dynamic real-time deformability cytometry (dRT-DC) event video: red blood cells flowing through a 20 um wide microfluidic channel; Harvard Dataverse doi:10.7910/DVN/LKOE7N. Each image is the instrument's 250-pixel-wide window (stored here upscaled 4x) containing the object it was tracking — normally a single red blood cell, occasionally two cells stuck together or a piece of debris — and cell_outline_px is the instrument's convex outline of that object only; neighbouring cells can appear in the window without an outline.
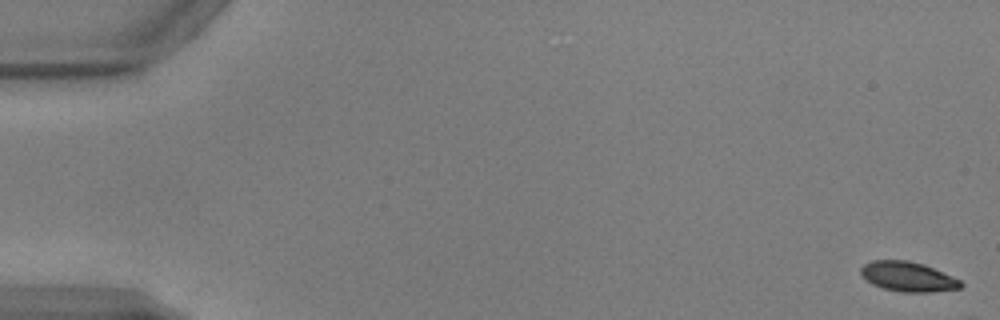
{"species": "common noctule bat (a hibernating species)", "species_latin": "Nyctalus noctula", "temperature_condition": "warm", "stored_images_in_passage": 8, "camera_frame_rate_fps": 3000, "um_per_image_px": 0.085, "animal": {"sex": "male", "body_mass_g": 17.9, "forearm_length_mm": 54.2}, "frame": {"image": 1, "passage_image": 1, "time_ms": 0.0, "image_size_px": [1000, 320], "cell_outline_px": [[964, 284], [960, 288], [932, 292], [900, 292], [884, 288], [872, 284], [860, 276], [860, 268], [864, 264], [872, 260], [908, 260], [924, 264], [952, 276], [960, 280]], "centroid_in_image_um": [77.15, 23.51], "position_along_channel_um": 7.9, "area_um2": 17.46}}